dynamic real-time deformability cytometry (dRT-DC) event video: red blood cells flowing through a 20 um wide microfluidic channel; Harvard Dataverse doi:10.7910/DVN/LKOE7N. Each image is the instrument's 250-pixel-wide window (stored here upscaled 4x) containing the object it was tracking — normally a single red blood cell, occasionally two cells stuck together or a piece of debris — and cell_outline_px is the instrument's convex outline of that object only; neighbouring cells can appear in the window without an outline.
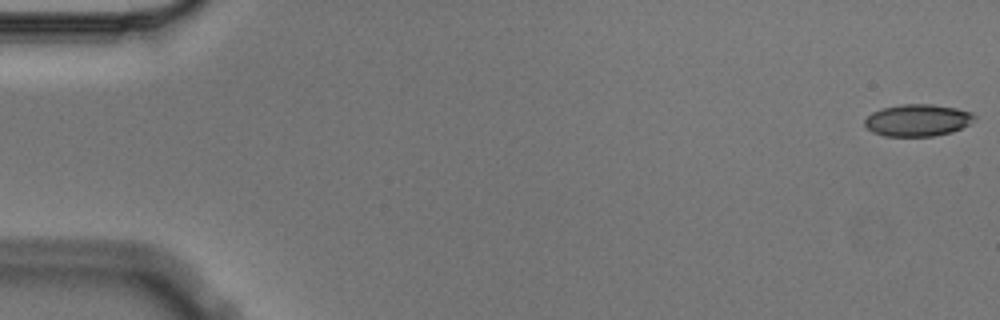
{"species": "Egyptian fruit bat (a non-hibernating species)", "species_latin": "Rousettus aegyptiacus", "temperature_condition": "cold", "stored_images_in_passage": 5, "camera_frame_rate_fps": 3000, "um_per_image_px": 0.085, "animal": {"sex": "male"}, "frame": {"image": 1, "passage_image": 1, "time_ms": 0.0, "image_size_px": [1000, 320], "cell_outline_px": [[976, 116], [968, 124], [952, 132], [932, 136], [884, 136], [872, 132], [864, 124], [864, 120], [872, 112], [884, 108], [900, 104], [932, 104], [956, 108], [972, 112]], "centroid_in_image_um": [77.98, 10.22], "position_along_channel_um": 7.0, "area_um2": 20.35}}
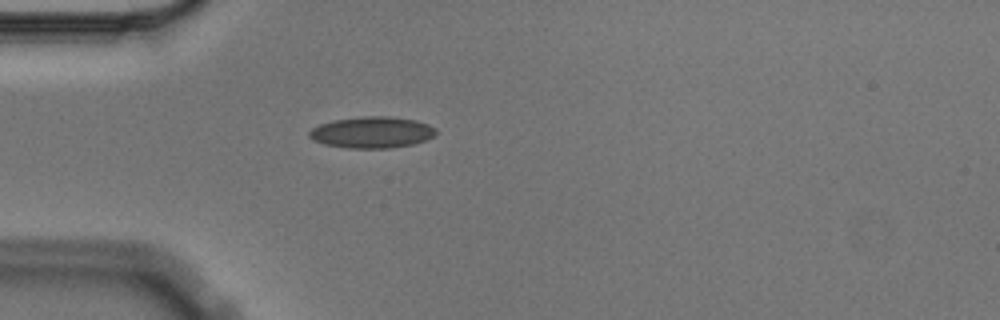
{"frame": {"image": 2, "passage_image": 5, "time_ms": 1.333, "image_size_px": [1000, 320], "cell_outline_px": [[436, 132], [432, 136], [424, 140], [412, 144], [388, 148], [352, 148], [324, 144], [312, 140], [308, 136], [308, 132], [312, 128], [320, 124], [336, 120], [360, 116], [388, 116], [416, 120], [428, 124], [436, 128]], "centroid_in_image_um": [31.59, 11.24], "position_along_channel_um": 53.4, "area_um2": 23.0}}